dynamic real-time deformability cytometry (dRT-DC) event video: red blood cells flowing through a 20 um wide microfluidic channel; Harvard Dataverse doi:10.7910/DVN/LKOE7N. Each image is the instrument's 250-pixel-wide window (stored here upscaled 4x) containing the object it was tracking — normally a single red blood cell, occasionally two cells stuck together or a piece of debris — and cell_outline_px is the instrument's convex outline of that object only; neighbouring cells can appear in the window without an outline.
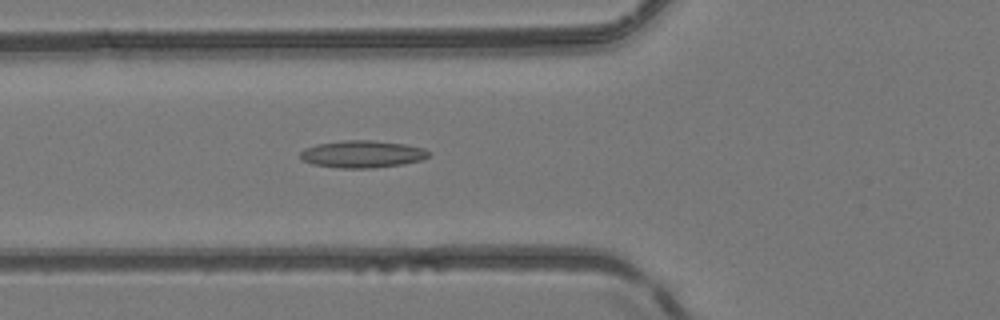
{"species": "common noctule bat (a hibernating species)", "species_latin": "Nyctalus noctula", "temperature_condition": "room temperature", "stored_images_in_passage": 51, "camera_frame_rate_fps": 3000, "um_per_image_px": 0.085, "animal": {"sex": "female", "body_mass_g": 24.6, "forearm_length_mm": 56.2}, "frame": {"image": 1, "passage_image": 20, "time_ms": 6.333, "image_size_px": [1000, 320], "cell_outline_px": [[432, 152], [428, 156], [420, 160], [404, 164], [372, 168], [340, 168], [312, 164], [304, 160], [300, 156], [300, 152], [304, 148], [316, 144], [340, 140], [372, 140], [404, 144], [424, 148]], "centroid_in_image_um": [30.79, 13.09], "position_along_channel_um": 95.0, "area_um2": 20.46}}
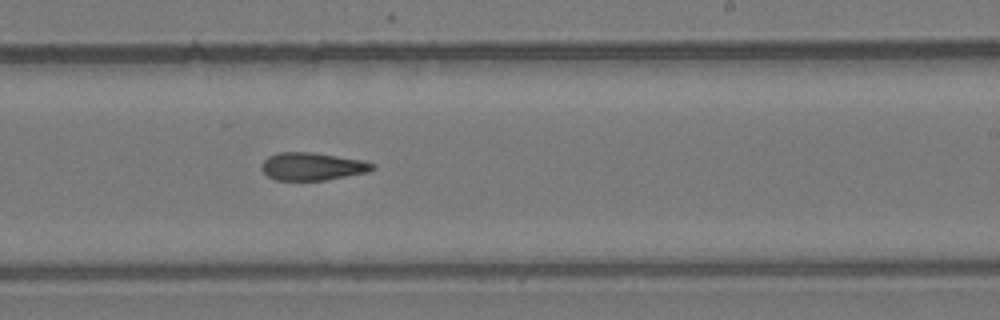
{"frame": {"image": 2, "passage_image": 32, "time_ms": 10.333, "image_size_px": [1000, 320], "cell_outline_px": [[376, 168], [368, 172], [324, 180], [276, 180], [268, 176], [260, 168], [260, 164], [268, 156], [280, 152], [312, 152], [364, 160], [376, 164]], "centroid_in_image_um": [26.55, 14.14], "position_along_channel_um": 262.4, "area_um2": 18.03}}
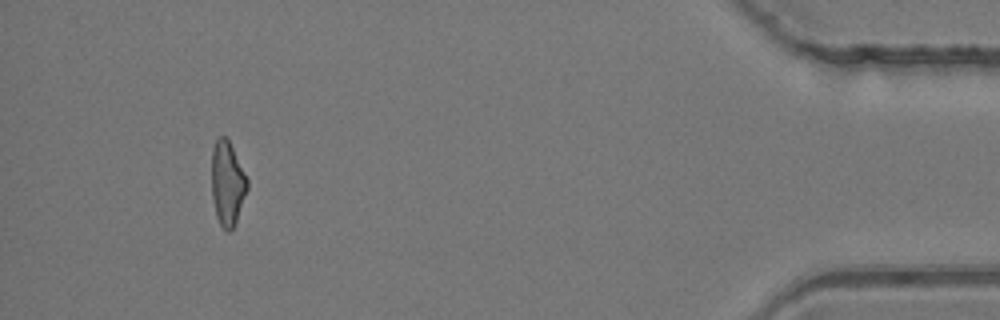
{"frame": {"image": 3, "passage_image": 48, "time_ms": 15.667, "image_size_px": [1000, 320], "cell_outline_px": [[248, 188], [236, 220], [232, 228], [228, 232], [220, 224], [216, 216], [212, 196], [212, 148], [216, 136], [224, 136], [228, 140], [248, 180]], "centroid_in_image_um": [19.31, 15.56], "position_along_channel_um": 415.9, "area_um2": 17.22}, "authors_computed_cell_mechanics": {"area_um2": 18.496, "velocity_mm_per_s": 4.1661, "shape_relaxation_time_tau1_ms": null, "shape_relaxation_time_tau2_ms": 9.1679, "deformation_change_tau1": null, "deformation_change_tau2": 0.2311}}